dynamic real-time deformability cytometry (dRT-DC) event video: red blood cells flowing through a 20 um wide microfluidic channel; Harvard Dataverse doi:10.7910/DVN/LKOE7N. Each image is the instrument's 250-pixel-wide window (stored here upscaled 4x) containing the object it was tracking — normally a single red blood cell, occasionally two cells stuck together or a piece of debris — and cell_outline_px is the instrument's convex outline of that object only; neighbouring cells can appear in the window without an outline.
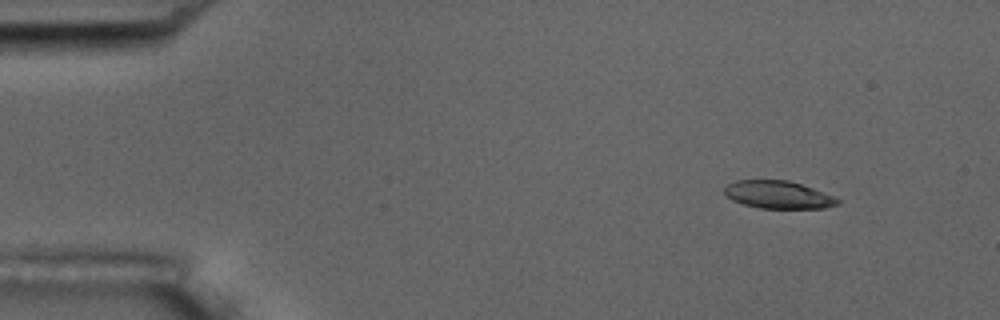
{"species": "common noctule bat (a hibernating species)", "species_latin": "Nyctalus noctula", "temperature_condition": "room temperature", "stored_images_in_passage": 5, "camera_frame_rate_fps": 3000, "um_per_image_px": 0.085, "animal": {"sex": "male", "body_mass_g": 17.5, "forearm_length_mm": 52.3}, "frame": {"image": 1, "passage_image": 2, "time_ms": 1.0, "image_size_px": [1000, 320], "cell_outline_px": [[840, 204], [824, 208], [760, 208], [744, 204], [732, 200], [724, 196], [724, 188], [728, 184], [736, 180], [788, 180], [812, 188], [832, 196], [840, 200]], "centroid_in_image_um": [66.11, 16.55], "position_along_channel_um": 18.9, "area_um2": 18.15}}
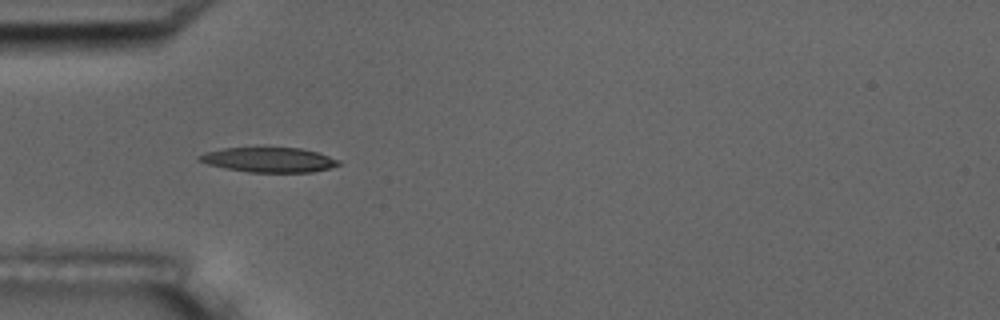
{"frame": {"image": 2, "passage_image": 5, "time_ms": 4.667, "image_size_px": [1000, 320], "cell_outline_px": [[340, 164], [328, 168], [312, 172], [248, 172], [224, 168], [208, 164], [196, 160], [196, 156], [204, 152], [224, 148], [300, 148], [316, 152], [340, 160]], "centroid_in_image_um": [22.8, 13.58], "position_along_channel_um": 62.2, "area_um2": 20.06}}